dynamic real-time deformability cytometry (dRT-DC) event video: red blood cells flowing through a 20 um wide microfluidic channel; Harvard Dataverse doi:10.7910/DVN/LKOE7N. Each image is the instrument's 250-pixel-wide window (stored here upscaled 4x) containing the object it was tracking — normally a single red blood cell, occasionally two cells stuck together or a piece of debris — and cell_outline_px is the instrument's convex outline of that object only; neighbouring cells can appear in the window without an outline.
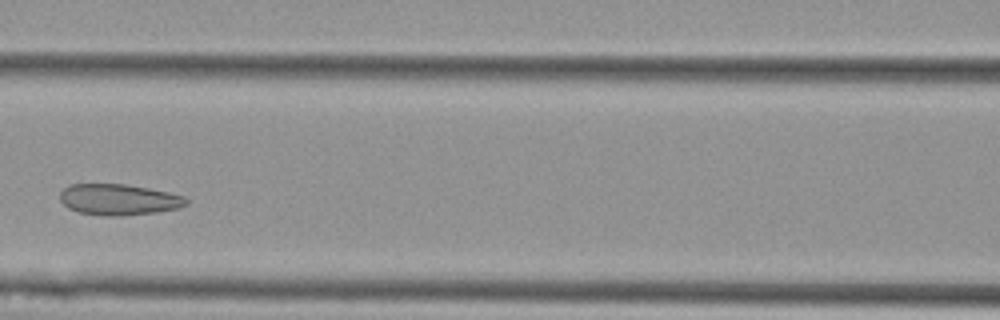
{"species": "Egyptian fruit bat (a non-hibernating species)", "species_latin": "Rousettus aegyptiacus", "temperature_condition": "cold", "stored_images_in_passage": 6, "camera_frame_rate_fps": 3000, "um_per_image_px": 0.085, "animal": {"sex": "female"}, "frame": {"image": 1, "passage_image": 3, "time_ms": 0.667, "image_size_px": [1000, 320], "cell_outline_px": [[188, 204], [180, 208], [156, 212], [120, 216], [104, 216], [80, 212], [68, 208], [60, 200], [60, 192], [68, 184], [124, 184], [148, 188], [168, 192], [184, 196], [188, 200]], "centroid_in_image_um": [10.1, 16.96], "position_along_channel_um": 156.5, "area_um2": 22.89}}
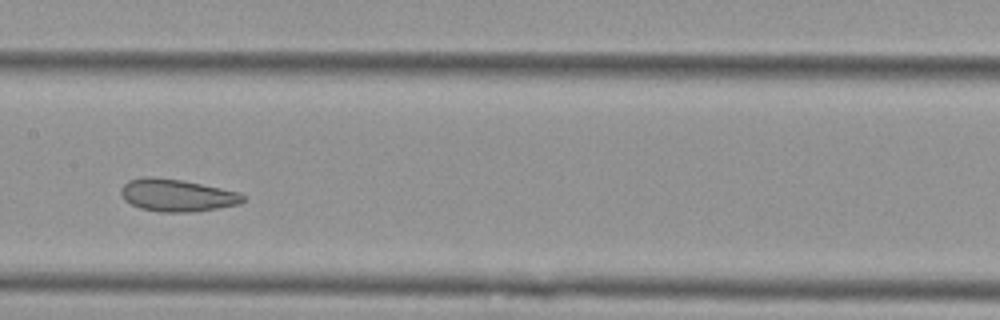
{"frame": {"image": 2, "passage_image": 4, "time_ms": 1.0, "image_size_px": [1000, 320], "cell_outline_px": [[244, 200], [240, 204], [220, 208], [196, 212], [160, 212], [140, 208], [124, 200], [120, 192], [120, 188], [128, 180], [148, 176], [152, 176], [180, 180], [240, 192], [244, 196]], "centroid_in_image_um": [15.03, 16.61], "position_along_channel_um": 192.4, "area_um2": 23.06}}
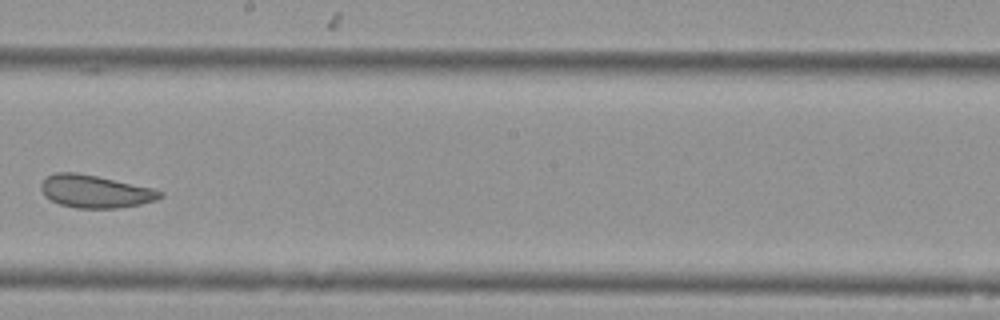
{"frame": {"image": 3, "passage_image": 5, "time_ms": 1.333, "image_size_px": [1000, 320], "cell_outline_px": [[164, 196], [156, 200], [140, 204], [116, 208], [76, 208], [60, 204], [44, 196], [40, 188], [40, 184], [48, 176], [56, 172], [76, 172], [96, 176], [152, 188], [164, 192]], "centroid_in_image_um": [8.08, 16.27], "position_along_channel_um": 240.1, "area_um2": 22.54}}